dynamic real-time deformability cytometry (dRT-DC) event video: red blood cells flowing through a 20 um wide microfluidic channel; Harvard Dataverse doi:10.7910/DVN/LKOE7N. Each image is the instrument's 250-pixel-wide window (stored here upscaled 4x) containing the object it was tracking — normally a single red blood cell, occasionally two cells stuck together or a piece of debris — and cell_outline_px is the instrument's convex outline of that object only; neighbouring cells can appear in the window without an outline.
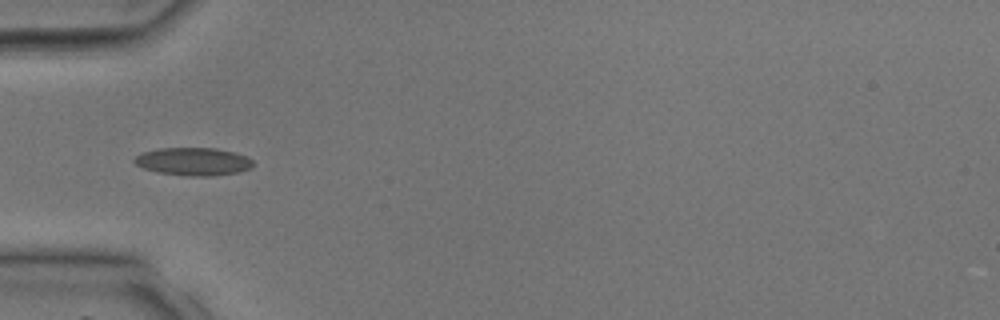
{"species": "common noctule bat (a hibernating species)", "species_latin": "Nyctalus noctula", "temperature_condition": "room temperature", "stored_images_in_passage": 34, "camera_frame_rate_fps": 3000, "um_per_image_px": 0.085, "animal": {"sex": "male", "body_mass_g": 17.9, "forearm_length_mm": 54.2}, "frame": {"image": 1, "passage_image": 8, "time_ms": 2.333, "image_size_px": [1000, 320], "cell_outline_px": [[252, 168], [236, 172], [212, 176], [188, 176], [156, 172], [144, 168], [136, 164], [132, 160], [136, 156], [144, 152], [160, 148], [216, 148], [248, 156], [252, 160]], "centroid_in_image_um": [16.43, 13.73], "position_along_channel_um": 68.6, "area_um2": 19.19}}
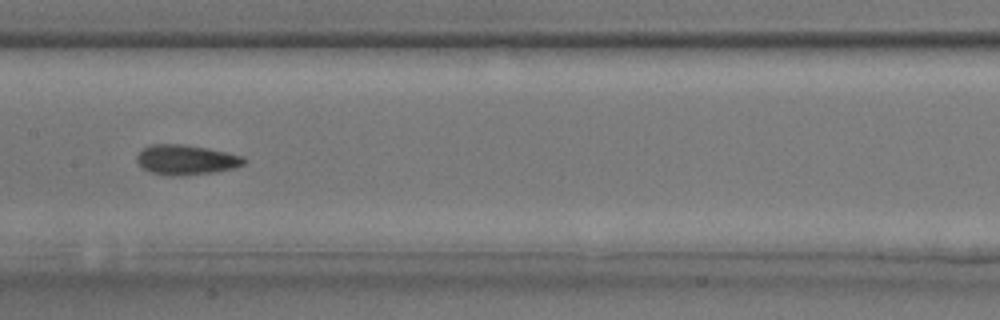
{"frame": {"image": 2, "passage_image": 15, "time_ms": 4.667, "image_size_px": [1000, 320], "cell_outline_px": [[248, 160], [244, 164], [236, 168], [216, 172], [180, 176], [164, 176], [152, 172], [144, 168], [136, 160], [136, 156], [144, 148], [152, 144], [184, 144], [208, 148], [244, 156]], "centroid_in_image_um": [15.87, 13.59], "position_along_channel_um": 191.5, "area_um2": 18.9}}
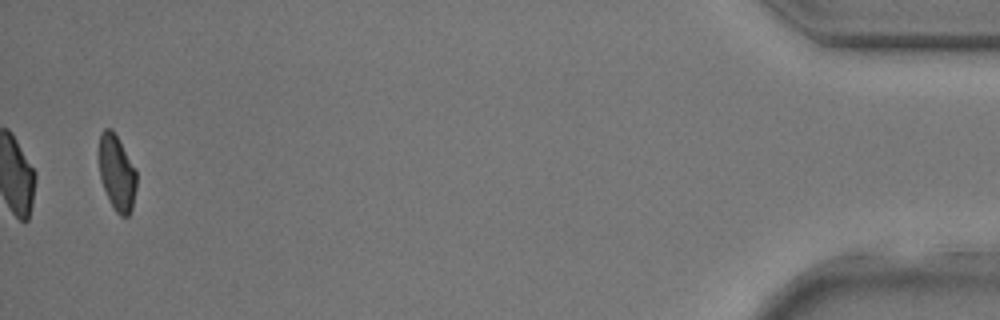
{"frame": {"image": 3, "passage_image": 33, "time_ms": 10.667, "image_size_px": [1000, 320], "cell_outline_px": [[136, 188], [132, 208], [128, 216], [120, 216], [116, 212], [104, 188], [100, 176], [100, 132], [104, 128], [112, 128], [136, 168]], "centroid_in_image_um": [9.95, 14.67], "position_along_channel_um": 425.2, "area_um2": 16.3}}